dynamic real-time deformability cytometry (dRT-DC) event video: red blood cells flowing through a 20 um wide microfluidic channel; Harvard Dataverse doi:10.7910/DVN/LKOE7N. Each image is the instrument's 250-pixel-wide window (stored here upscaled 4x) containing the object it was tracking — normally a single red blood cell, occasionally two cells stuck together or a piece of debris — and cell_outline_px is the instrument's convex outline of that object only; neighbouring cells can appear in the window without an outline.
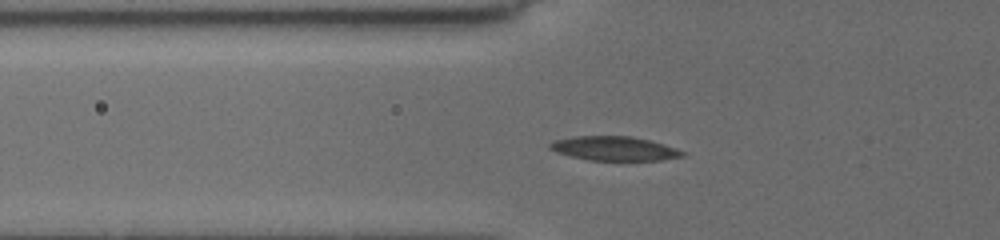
{"species": "common noctule bat (a hibernating species)", "species_latin": "Nyctalus noctula", "temperature_condition": "cold", "stored_images_in_passage": 50, "camera_frame_rate_fps": 3000, "um_per_image_px": 0.085, "animal": {"sex": "female", "body_mass_g": 19.5, "forearm_length_mm": 54.1}, "frame": {"image": 1, "passage_image": 3, "time_ms": 0.333, "image_size_px": [1000, 240], "cell_outline_px": [[684, 156], [660, 160], [588, 160], [556, 152], [548, 148], [548, 144], [556, 140], [576, 136], [632, 136], [664, 144], [676, 148], [684, 152]], "centroid_in_image_um": [52.2, 12.62], "position_along_channel_um": 73.6, "area_um2": 18.5}}
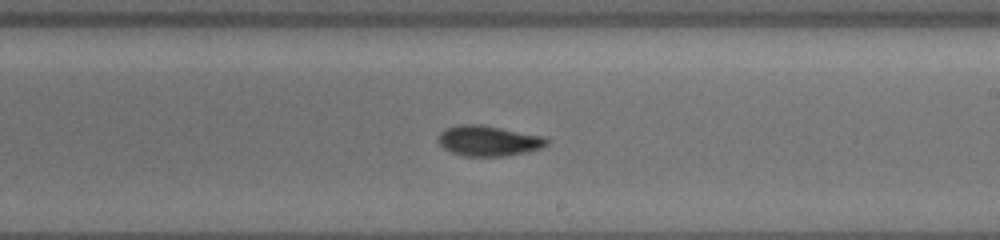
{"frame": {"image": 2, "passage_image": 28, "time_ms": 5.0, "image_size_px": [1000, 240], "cell_outline_px": [[548, 144], [540, 148], [528, 152], [504, 156], [460, 156], [444, 148], [436, 140], [440, 132], [444, 128], [460, 124], [480, 124], [548, 136]], "centroid_in_image_um": [41.53, 11.96], "position_along_channel_um": 247.5, "area_um2": 19.59}}
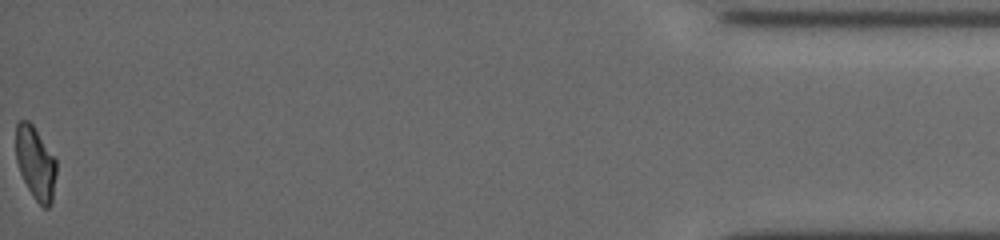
{"frame": {"image": 3, "passage_image": 50, "time_ms": 12.0, "image_size_px": [1000, 240], "cell_outline_px": [[56, 172], [52, 204], [48, 208], [44, 208], [36, 200], [28, 188], [20, 172], [16, 160], [16, 124], [20, 120], [28, 120], [32, 124], [56, 160]], "centroid_in_image_um": [3.02, 13.87], "position_along_channel_um": 432.2, "area_um2": 16.99}, "authors_computed_cell_mechanics": {"area_um2": 19.0162, "velocity_mm_per_s": 3.7691, "shape_relaxation_time_tau1_ms": 4.0961, "shape_relaxation_time_tau2_ms": 3.0502, "deformation_change_tau1": 0.1482, "deformation_change_tau2": 0.0877}}